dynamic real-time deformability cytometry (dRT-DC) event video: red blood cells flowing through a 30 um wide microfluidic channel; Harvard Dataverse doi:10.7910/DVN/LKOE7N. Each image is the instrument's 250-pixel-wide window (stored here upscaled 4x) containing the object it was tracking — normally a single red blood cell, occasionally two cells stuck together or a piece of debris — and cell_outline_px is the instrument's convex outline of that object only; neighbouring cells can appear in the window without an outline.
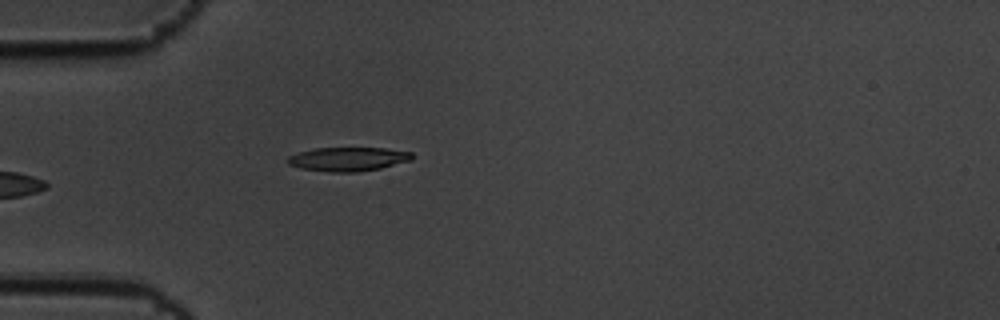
{"species": "common noctule bat (a hibernating species)", "species_latin": "Nyctalus noctula", "temperature_condition": "cold", "stored_images_in_passage": 6, "camera_frame_rate_fps": 3000, "um_per_image_px": 0.085, "animal": {"sex": "male", "body_mass_g": 19.5, "forearm_length_mm": 54.6}, "frame": {"image": 1, "passage_image": 6, "time_ms": 1.667, "image_size_px": [1000, 320], "cell_outline_px": [[412, 160], [380, 168], [356, 172], [328, 172], [300, 168], [288, 164], [284, 160], [288, 156], [300, 152], [316, 148], [384, 148], [412, 152]], "centroid_in_image_um": [29.55, 13.52], "position_along_channel_um": 55.4, "area_um2": 17.34}}